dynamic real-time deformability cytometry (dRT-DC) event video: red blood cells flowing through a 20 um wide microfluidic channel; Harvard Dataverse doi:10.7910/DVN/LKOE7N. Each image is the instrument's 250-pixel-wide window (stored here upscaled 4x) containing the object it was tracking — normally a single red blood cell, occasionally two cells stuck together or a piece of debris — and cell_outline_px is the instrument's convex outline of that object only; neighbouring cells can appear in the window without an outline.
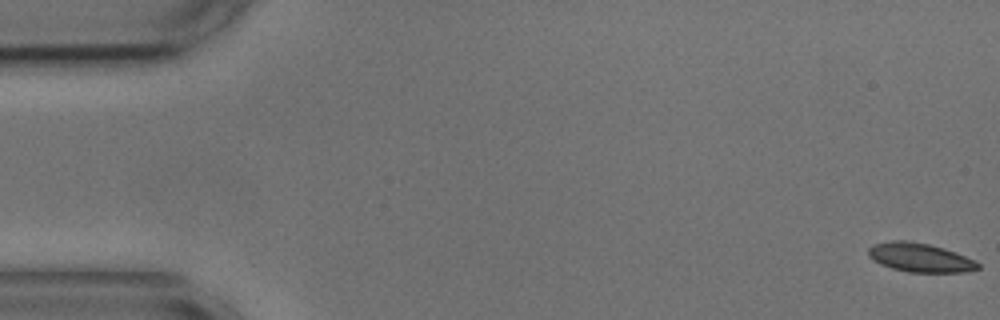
{"species": "common noctule bat (a hibernating species)", "species_latin": "Nyctalus noctula", "temperature_condition": "cold", "stored_images_in_passage": 56, "camera_frame_rate_fps": 3000, "um_per_image_px": 0.085, "animal": {"sex": "male", "body_mass_g": 17.9, "forearm_length_mm": 54.2}, "frame": {"image": 1, "passage_image": 1, "time_ms": 0.0, "image_size_px": [1000, 320], "cell_outline_px": [[980, 268], [964, 272], [908, 272], [892, 268], [880, 264], [872, 260], [868, 256], [868, 248], [872, 244], [892, 240], [908, 240], [928, 244], [944, 248], [976, 260], [980, 264]], "centroid_in_image_um": [78.18, 21.88], "position_along_channel_um": 6.8, "area_um2": 18.61}}
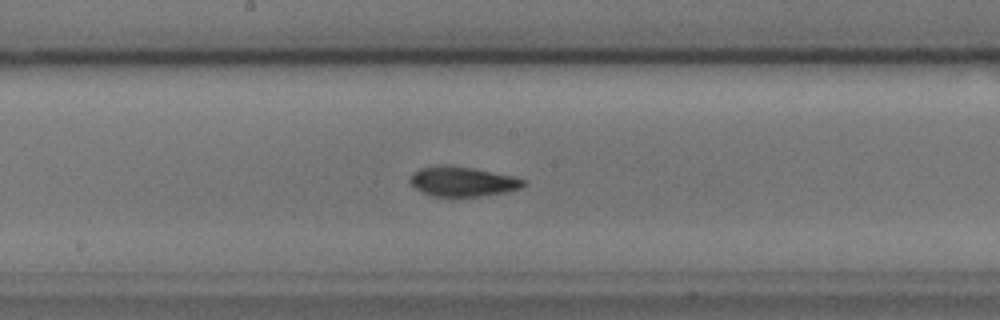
{"frame": {"image": 2, "passage_image": 29, "time_ms": 9.333, "image_size_px": [1000, 320], "cell_outline_px": [[528, 184], [520, 188], [504, 192], [480, 196], [452, 200], [432, 196], [420, 192], [408, 184], [408, 180], [420, 168], [448, 164], [472, 168], [516, 176], [528, 180]], "centroid_in_image_um": [39.31, 15.47], "position_along_channel_um": 208.9, "area_um2": 20.58}}
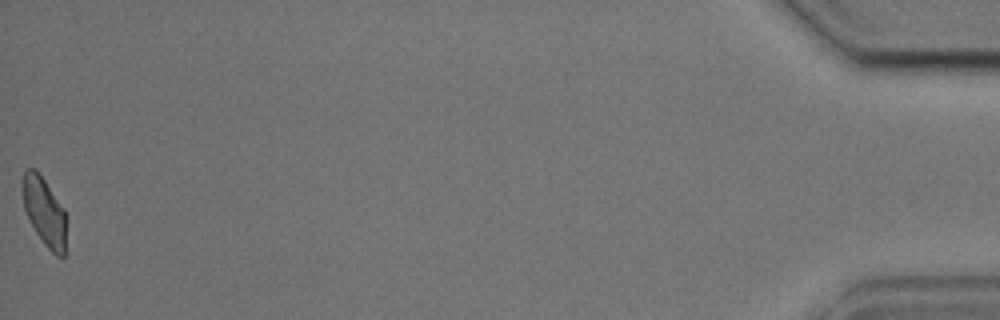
{"frame": {"image": 3, "passage_image": 56, "time_ms": 18.333, "image_size_px": [1000, 320], "cell_outline_px": [[64, 256], [56, 256], [44, 244], [36, 232], [24, 212], [24, 168], [36, 168], [64, 208]], "centroid_in_image_um": [3.75, 17.96], "position_along_channel_um": 431.4, "area_um2": 16.88}, "authors_computed_cell_mechanics": {"area_um2": 18.785, "velocity_mm_per_s": 3.581, "shape_relaxation_time_tau1_ms": 4.6424, "shape_relaxation_time_tau2_ms": 2.2855, "deformation_change_tau1": 0.1363, "deformation_change_tau2": 0.0706}}